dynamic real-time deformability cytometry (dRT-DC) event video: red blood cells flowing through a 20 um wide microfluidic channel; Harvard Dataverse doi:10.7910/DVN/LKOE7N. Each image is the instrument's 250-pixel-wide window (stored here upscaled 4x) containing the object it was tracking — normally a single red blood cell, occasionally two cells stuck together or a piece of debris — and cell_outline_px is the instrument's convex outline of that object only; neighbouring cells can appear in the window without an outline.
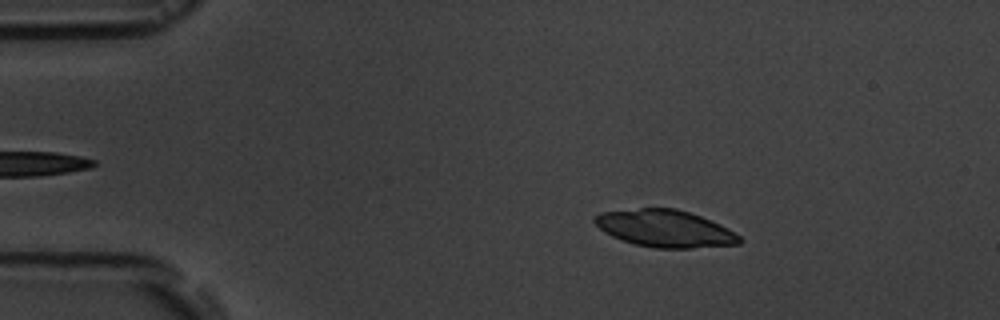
{"species": "common noctule bat (a hibernating species)", "species_latin": "Nyctalus noctula", "temperature_condition": "room temperature", "stored_images_in_passage": 4, "camera_frame_rate_fps": 3000, "um_per_image_px": 0.085, "animal": {"sex": "male", "body_mass_g": 19.5, "forearm_length_mm": 54.6}, "frame": {"image": 1, "passage_image": 2, "time_ms": 1.333, "image_size_px": [1000, 320], "cell_outline_px": [[744, 240], [740, 244], [692, 248], [652, 248], [636, 244], [612, 236], [604, 232], [592, 220], [600, 212], [640, 208], [676, 208], [712, 220], [728, 228], [740, 236]], "centroid_in_image_um": [56.56, 19.42], "position_along_channel_um": 28.4, "area_um2": 31.33}}